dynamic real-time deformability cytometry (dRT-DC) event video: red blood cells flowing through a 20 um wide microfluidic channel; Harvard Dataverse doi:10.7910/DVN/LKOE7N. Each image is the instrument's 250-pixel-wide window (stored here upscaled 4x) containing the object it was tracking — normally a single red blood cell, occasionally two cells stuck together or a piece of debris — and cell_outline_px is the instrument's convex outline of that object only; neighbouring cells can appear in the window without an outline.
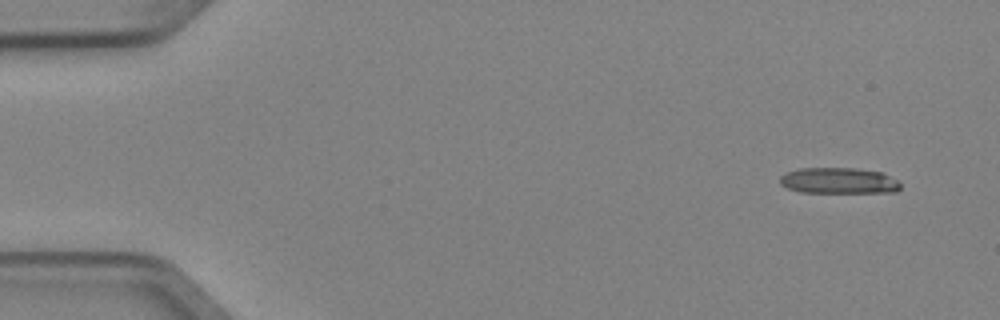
{"species": "Egyptian fruit bat (a non-hibernating species)", "species_latin": "Rousettus aegyptiacus", "temperature_condition": "cold", "stored_images_in_passage": 4, "camera_frame_rate_fps": 3000, "um_per_image_px": 0.085, "animal": {"sex": "female"}, "frame": {"image": 1, "passage_image": 1, "time_ms": 0.0, "image_size_px": [1000, 320], "cell_outline_px": [[900, 188], [896, 192], [800, 192], [788, 188], [780, 184], [780, 176], [788, 172], [800, 168], [856, 168], [884, 172], [896, 180], [900, 184]], "centroid_in_image_um": [71.3, 15.35], "position_along_channel_um": 13.7, "area_um2": 18.21}}
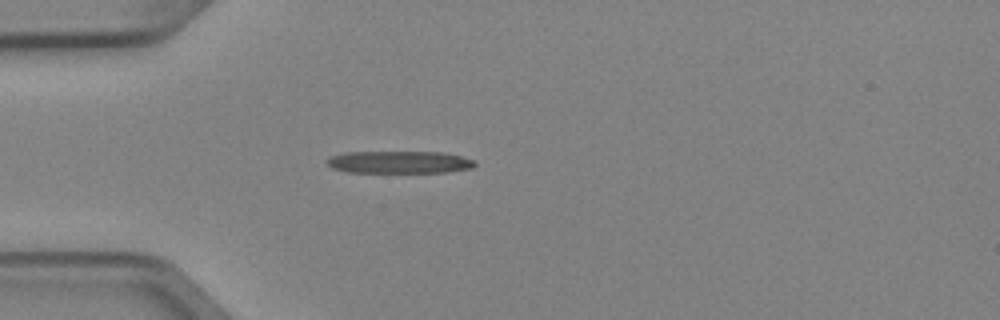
{"frame": {"image": 2, "passage_image": 4, "time_ms": 1.0, "image_size_px": [1000, 320], "cell_outline_px": [[476, 164], [472, 168], [448, 172], [348, 172], [332, 168], [328, 164], [328, 160], [332, 156], [344, 152], [440, 152], [460, 156], [472, 160]], "centroid_in_image_um": [33.94, 13.78], "position_along_channel_um": 51.1, "area_um2": 19.02}}